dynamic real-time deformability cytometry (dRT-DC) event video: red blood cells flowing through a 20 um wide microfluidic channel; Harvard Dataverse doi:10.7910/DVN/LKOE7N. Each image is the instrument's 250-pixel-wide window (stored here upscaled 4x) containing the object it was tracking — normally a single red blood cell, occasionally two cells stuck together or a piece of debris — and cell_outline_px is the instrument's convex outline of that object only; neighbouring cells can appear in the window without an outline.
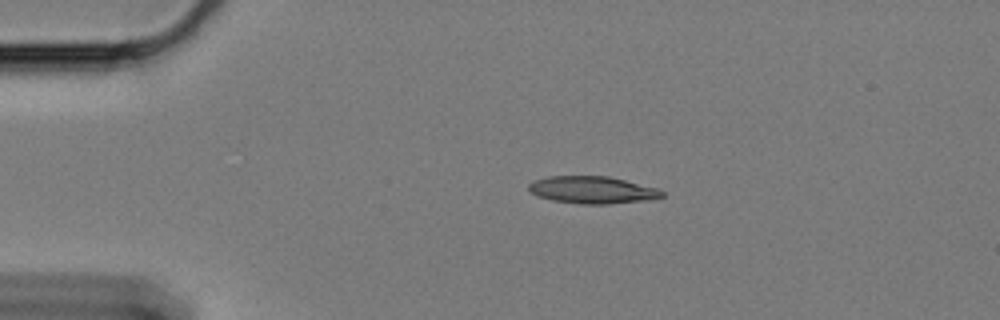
{"species": "Egyptian fruit bat (a non-hibernating species)", "species_latin": "Rousettus aegyptiacus", "temperature_condition": "cold", "stored_images_in_passage": 49, "camera_frame_rate_fps": 3000, "um_per_image_px": 0.085, "animal": {"sex": "female"}, "frame": {"image": 1, "passage_image": 1, "time_ms": 0.0, "image_size_px": [1000, 320], "cell_outline_px": [[664, 196], [644, 200], [608, 204], [580, 204], [552, 200], [540, 196], [532, 192], [528, 188], [528, 184], [532, 180], [548, 176], [608, 176], [656, 188], [664, 192]], "centroid_in_image_um": [50.31, 16.14], "position_along_channel_um": 34.7, "area_um2": 20.92}}
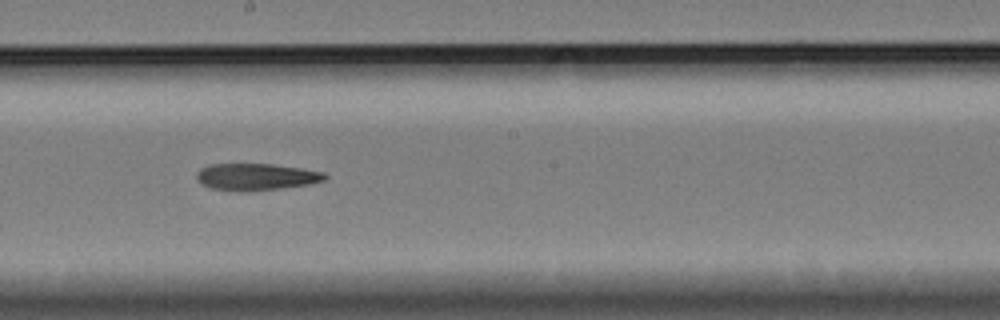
{"frame": {"image": 2, "passage_image": 22, "time_ms": 7.0, "image_size_px": [1000, 320], "cell_outline_px": [[328, 176], [324, 180], [308, 184], [276, 188], [212, 188], [200, 184], [196, 180], [196, 172], [200, 168], [208, 164], [272, 164], [300, 168], [324, 172]], "centroid_in_image_um": [21.75, 14.97], "position_along_channel_um": 226.5, "area_um2": 19.07}}
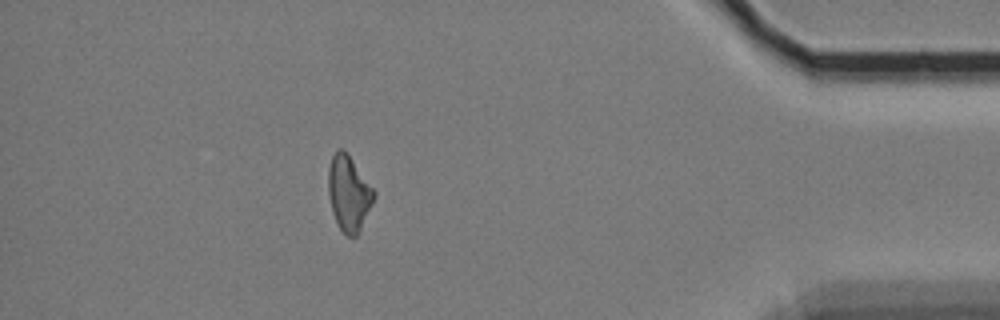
{"frame": {"image": 3, "passage_image": 42, "time_ms": 13.667, "image_size_px": [1000, 320], "cell_outline_px": [[376, 196], [356, 236], [348, 236], [336, 224], [332, 212], [328, 196], [328, 168], [332, 156], [340, 148], [344, 148], [376, 192]], "centroid_in_image_um": [29.63, 16.41], "position_along_channel_um": 405.6, "area_um2": 19.94}}